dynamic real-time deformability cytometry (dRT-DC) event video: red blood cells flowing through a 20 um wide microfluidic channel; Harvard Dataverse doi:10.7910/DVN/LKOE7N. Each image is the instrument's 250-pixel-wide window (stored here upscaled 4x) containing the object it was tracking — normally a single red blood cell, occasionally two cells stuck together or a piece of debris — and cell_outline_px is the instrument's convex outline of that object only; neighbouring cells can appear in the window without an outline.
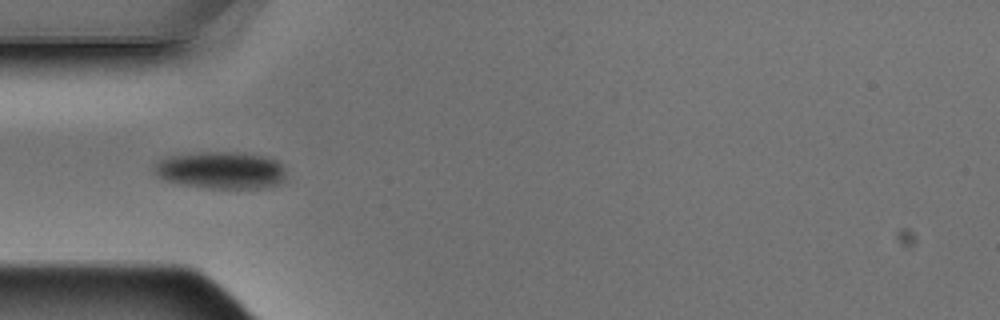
{"species": "Egyptian fruit bat (a non-hibernating species)", "species_latin": "Rousettus aegyptiacus", "temperature_condition": "warm", "stored_images_in_passage": 5, "camera_frame_rate_fps": 3000, "um_per_image_px": 0.085, "animal": {"sex": "male"}, "frame": {"image": 1, "passage_image": 4, "time_ms": 1.0, "image_size_px": [1000, 320], "cell_outline_px": [[284, 180], [280, 184], [268, 188], [208, 188], [180, 184], [164, 180], [156, 176], [152, 168], [160, 160], [168, 156], [200, 152], [244, 152], [264, 156], [276, 160], [284, 168]], "centroid_in_image_um": [18.78, 14.47], "position_along_channel_um": 66.2, "area_um2": 28.84}}
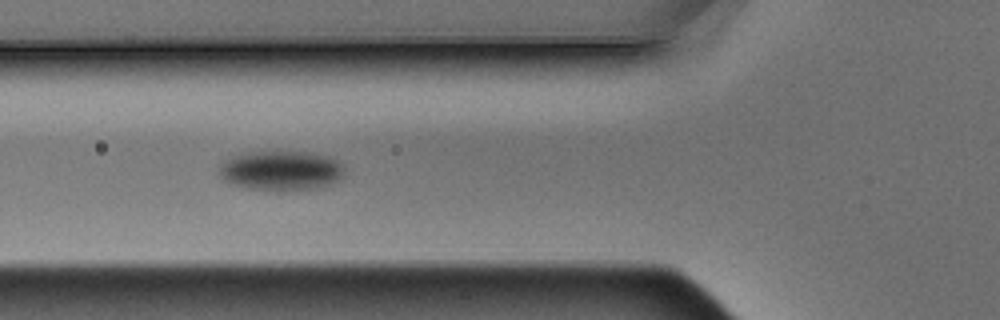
{"frame": {"image": 2, "passage_image": 5, "time_ms": 1.333, "image_size_px": [1000, 320], "cell_outline_px": [[344, 176], [340, 180], [316, 188], [248, 188], [232, 184], [224, 180], [220, 176], [220, 164], [232, 156], [248, 152], [312, 152], [332, 156], [340, 160], [344, 164]], "centroid_in_image_um": [23.96, 14.45], "position_along_channel_um": 101.8, "area_um2": 28.55}}